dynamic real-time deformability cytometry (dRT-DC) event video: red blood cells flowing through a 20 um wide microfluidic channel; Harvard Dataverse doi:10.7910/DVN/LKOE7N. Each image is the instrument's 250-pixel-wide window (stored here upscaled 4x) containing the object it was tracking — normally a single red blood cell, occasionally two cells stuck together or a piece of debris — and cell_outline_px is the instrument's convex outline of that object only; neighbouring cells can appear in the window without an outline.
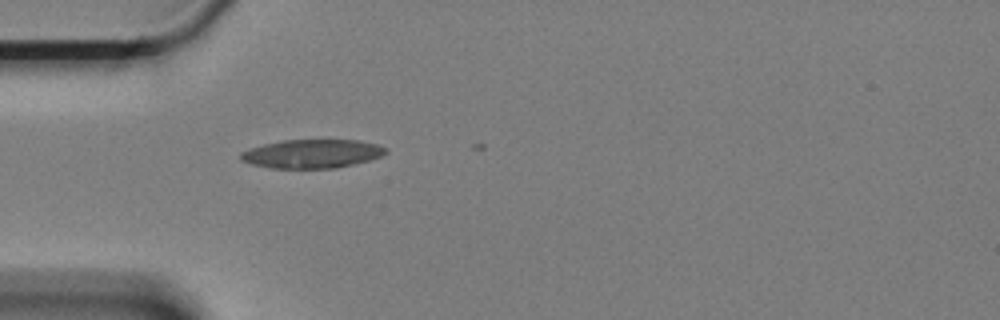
{"species": "Egyptian fruit bat (a non-hibernating species)", "species_latin": "Rousettus aegyptiacus", "temperature_condition": "cold", "stored_images_in_passage": 3, "camera_frame_rate_fps": 3000, "um_per_image_px": 0.085, "animal": {"sex": "female"}, "frame": {"image": 1, "passage_image": 1, "time_ms": 0.0, "image_size_px": [1000, 320], "cell_outline_px": [[388, 152], [380, 156], [368, 160], [336, 168], [272, 168], [252, 164], [240, 160], [240, 152], [264, 144], [284, 140], [356, 140], [376, 144], [388, 148]], "centroid_in_image_um": [26.52, 13.07], "position_along_channel_um": 58.5, "area_um2": 24.04}}